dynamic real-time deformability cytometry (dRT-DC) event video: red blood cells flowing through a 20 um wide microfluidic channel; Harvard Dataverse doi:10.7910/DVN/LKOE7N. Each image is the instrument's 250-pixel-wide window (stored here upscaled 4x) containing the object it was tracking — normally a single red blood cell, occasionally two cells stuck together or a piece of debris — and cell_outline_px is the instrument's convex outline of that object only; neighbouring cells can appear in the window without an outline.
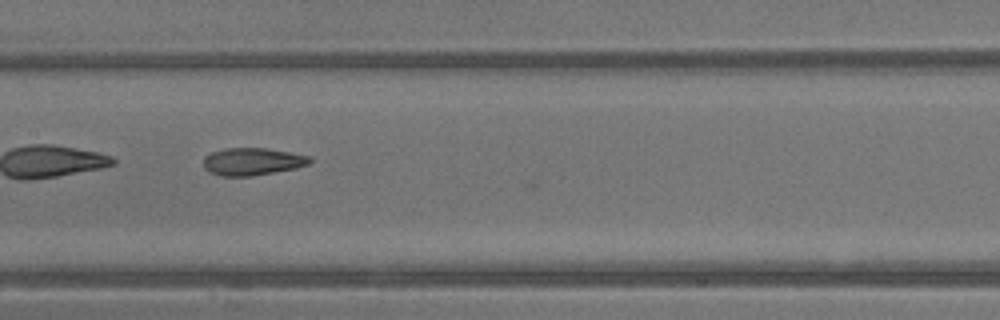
{"species": "common noctule bat (a hibernating species)", "species_latin": "Nyctalus noctula", "temperature_condition": "warm", "stored_images_in_passage": 35, "camera_frame_rate_fps": 3000, "um_per_image_px": 0.085, "animal": {"sex": "male", "body_mass_g": 13.3}, "frame": {"image": 1, "passage_image": 21, "time_ms": 6.667, "image_size_px": [1000, 320], "cell_outline_px": [[312, 160], [308, 164], [296, 168], [252, 176], [224, 176], [208, 172], [204, 168], [204, 156], [212, 152], [224, 148], [268, 148], [308, 156]], "centroid_in_image_um": [21.42, 13.73], "position_along_channel_um": 186.0, "area_um2": 16.94}, "authors_computed_cell_mechanics": {"area_um2": 17.34, "velocity_mm_per_s": 4.9608, "shape_relaxation_time_tau1_ms": 6.7807, "shape_relaxation_time_tau2_ms": 2.7042, "deformation_change_tau1": 0.2004, "deformation_change_tau2": 0.1103}}